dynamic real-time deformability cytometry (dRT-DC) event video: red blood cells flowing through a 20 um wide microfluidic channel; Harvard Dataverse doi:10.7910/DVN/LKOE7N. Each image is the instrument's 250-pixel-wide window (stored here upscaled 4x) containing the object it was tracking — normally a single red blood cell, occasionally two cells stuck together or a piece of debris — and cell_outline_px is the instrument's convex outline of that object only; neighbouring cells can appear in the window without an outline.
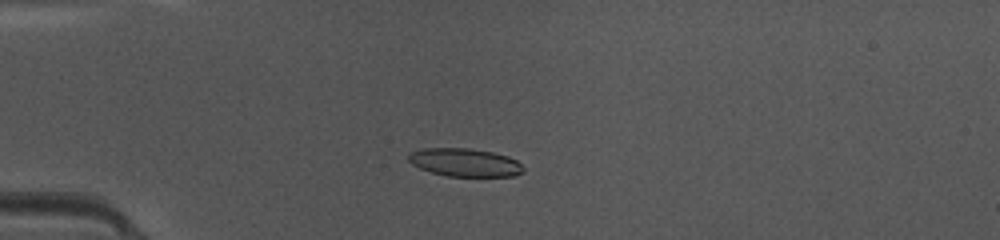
{"species": "common noctule bat (a hibernating species)", "species_latin": "Nyctalus noctula", "temperature_condition": "warm", "stored_images_in_passage": 48, "camera_frame_rate_fps": 3000, "um_per_image_px": 0.085, "animal": {"sex": "female", "body_mass_g": 10.0, "forearm_length_mm": 53.1}, "frame": {"image": 1, "passage_image": 13, "time_ms": 4.0, "image_size_px": [1000, 240], "cell_outline_px": [[524, 172], [516, 176], [448, 176], [432, 172], [420, 168], [412, 164], [408, 160], [408, 152], [424, 148], [468, 148], [492, 152], [508, 156], [516, 160], [524, 168]], "centroid_in_image_um": [39.51, 13.8], "position_along_channel_um": 45.5, "area_um2": 18.84}}
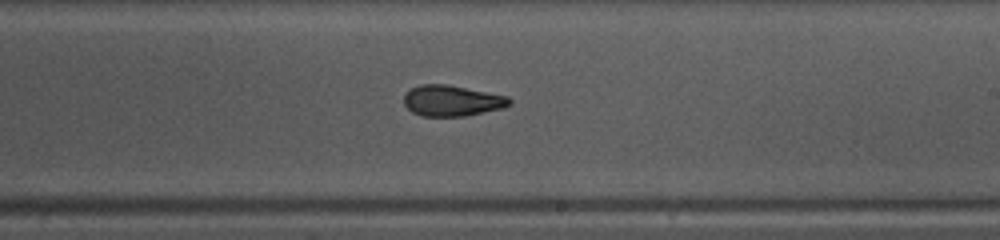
{"frame": {"image": 2, "passage_image": 29, "time_ms": 9.333, "image_size_px": [1000, 240], "cell_outline_px": [[512, 104], [500, 108], [464, 116], [420, 116], [412, 112], [404, 104], [404, 92], [408, 88], [420, 84], [448, 84], [508, 96], [512, 100]], "centroid_in_image_um": [38.37, 8.54], "position_along_channel_um": 250.6, "area_um2": 19.13}}
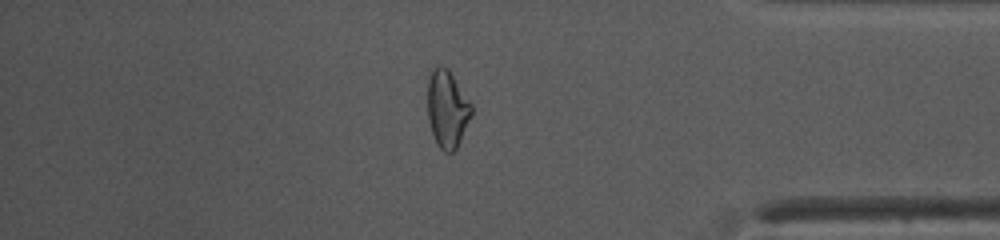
{"frame": {"image": 3, "passage_image": 41, "time_ms": 13.333, "image_size_px": [1000, 240], "cell_outline_px": [[472, 116], [456, 148], [452, 152], [444, 152], [436, 144], [428, 120], [428, 76], [432, 68], [436, 64], [440, 64], [448, 68], [472, 104]], "centroid_in_image_um": [38.0, 9.22], "position_along_channel_um": 397.2, "area_um2": 20.0}, "authors_computed_cell_mechanics": {"area_um2": 19.6231, "velocity_mm_per_s": 4.2073, "shape_relaxation_time_tau1_ms": 4.4266, "shape_relaxation_time_tau2_ms": 2.2245, "deformation_change_tau1": 0.1448, "deformation_change_tau2": 0.0967}}